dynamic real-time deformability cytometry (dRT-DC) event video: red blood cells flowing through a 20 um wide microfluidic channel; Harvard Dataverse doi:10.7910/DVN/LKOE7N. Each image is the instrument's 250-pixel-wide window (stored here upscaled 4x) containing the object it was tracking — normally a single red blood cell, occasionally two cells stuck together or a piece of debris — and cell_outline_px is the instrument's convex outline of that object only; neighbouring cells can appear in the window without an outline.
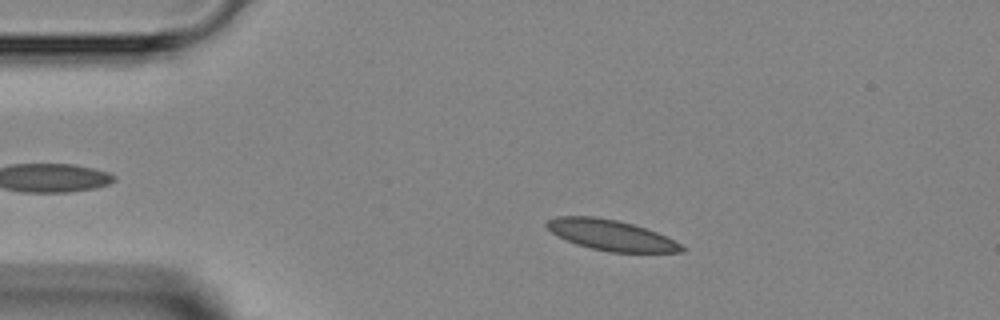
{"species": "Egyptian fruit bat (a non-hibernating species)", "species_latin": "Rousettus aegyptiacus", "temperature_condition": "room temperature", "stored_images_in_passage": 12, "camera_frame_rate_fps": 3000, "um_per_image_px": 0.085, "animal": {"sex": "female"}, "frame": {"image": 1, "passage_image": 8, "time_ms": 2.333, "image_size_px": [1000, 320], "cell_outline_px": [[684, 252], [608, 252], [576, 244], [556, 236], [544, 224], [548, 220], [556, 216], [592, 216], [616, 220], [632, 224], [656, 232], [680, 244], [684, 248]], "centroid_in_image_um": [51.88, 19.98], "position_along_channel_um": 33.1, "area_um2": 23.76}}